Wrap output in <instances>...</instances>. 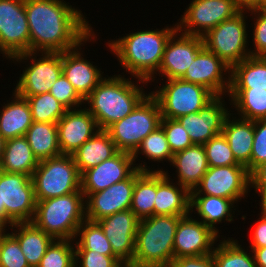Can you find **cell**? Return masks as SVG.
<instances>
[{
	"label": "cell",
	"instance_id": "obj_23",
	"mask_svg": "<svg viewBox=\"0 0 266 267\" xmlns=\"http://www.w3.org/2000/svg\"><path fill=\"white\" fill-rule=\"evenodd\" d=\"M78 47L62 53V74L73 85L77 93L85 99L92 90L105 78L101 69L83 58L82 49Z\"/></svg>",
	"mask_w": 266,
	"mask_h": 267
},
{
	"label": "cell",
	"instance_id": "obj_27",
	"mask_svg": "<svg viewBox=\"0 0 266 267\" xmlns=\"http://www.w3.org/2000/svg\"><path fill=\"white\" fill-rule=\"evenodd\" d=\"M119 150L107 130H98L89 140L78 148L72 157L80 174L87 169L115 156Z\"/></svg>",
	"mask_w": 266,
	"mask_h": 267
},
{
	"label": "cell",
	"instance_id": "obj_36",
	"mask_svg": "<svg viewBox=\"0 0 266 267\" xmlns=\"http://www.w3.org/2000/svg\"><path fill=\"white\" fill-rule=\"evenodd\" d=\"M219 240L217 247L213 249V258L217 267H257L253 253H247L242 244L237 240L231 239Z\"/></svg>",
	"mask_w": 266,
	"mask_h": 267
},
{
	"label": "cell",
	"instance_id": "obj_8",
	"mask_svg": "<svg viewBox=\"0 0 266 267\" xmlns=\"http://www.w3.org/2000/svg\"><path fill=\"white\" fill-rule=\"evenodd\" d=\"M166 80L162 88L149 92L158 101L162 118L178 119L196 113L216 97L202 85L181 78Z\"/></svg>",
	"mask_w": 266,
	"mask_h": 267
},
{
	"label": "cell",
	"instance_id": "obj_3",
	"mask_svg": "<svg viewBox=\"0 0 266 267\" xmlns=\"http://www.w3.org/2000/svg\"><path fill=\"white\" fill-rule=\"evenodd\" d=\"M140 80V81H139ZM136 84L123 75L105 77L84 99L85 107L96 119L99 129L107 130L112 124L130 114L148 95L143 86L148 82L138 79ZM138 85V86H137Z\"/></svg>",
	"mask_w": 266,
	"mask_h": 267
},
{
	"label": "cell",
	"instance_id": "obj_12",
	"mask_svg": "<svg viewBox=\"0 0 266 267\" xmlns=\"http://www.w3.org/2000/svg\"><path fill=\"white\" fill-rule=\"evenodd\" d=\"M0 52L9 60L30 52L25 0H0Z\"/></svg>",
	"mask_w": 266,
	"mask_h": 267
},
{
	"label": "cell",
	"instance_id": "obj_18",
	"mask_svg": "<svg viewBox=\"0 0 266 267\" xmlns=\"http://www.w3.org/2000/svg\"><path fill=\"white\" fill-rule=\"evenodd\" d=\"M219 237L199 218L193 219L190 214L183 216L179 219L174 238V259L212 254Z\"/></svg>",
	"mask_w": 266,
	"mask_h": 267
},
{
	"label": "cell",
	"instance_id": "obj_54",
	"mask_svg": "<svg viewBox=\"0 0 266 267\" xmlns=\"http://www.w3.org/2000/svg\"><path fill=\"white\" fill-rule=\"evenodd\" d=\"M4 145H5V139L0 135V167L3 158Z\"/></svg>",
	"mask_w": 266,
	"mask_h": 267
},
{
	"label": "cell",
	"instance_id": "obj_50",
	"mask_svg": "<svg viewBox=\"0 0 266 267\" xmlns=\"http://www.w3.org/2000/svg\"><path fill=\"white\" fill-rule=\"evenodd\" d=\"M251 188L255 189V193L261 196V205H266V162L257 167L251 174Z\"/></svg>",
	"mask_w": 266,
	"mask_h": 267
},
{
	"label": "cell",
	"instance_id": "obj_2",
	"mask_svg": "<svg viewBox=\"0 0 266 267\" xmlns=\"http://www.w3.org/2000/svg\"><path fill=\"white\" fill-rule=\"evenodd\" d=\"M173 25L163 29L132 32L108 41L107 44L126 73L136 79L153 82L161 65L166 43L177 30L176 24Z\"/></svg>",
	"mask_w": 266,
	"mask_h": 267
},
{
	"label": "cell",
	"instance_id": "obj_28",
	"mask_svg": "<svg viewBox=\"0 0 266 267\" xmlns=\"http://www.w3.org/2000/svg\"><path fill=\"white\" fill-rule=\"evenodd\" d=\"M12 96L13 100H8L0 109V135L5 140L25 136L33 123L28 101L15 92Z\"/></svg>",
	"mask_w": 266,
	"mask_h": 267
},
{
	"label": "cell",
	"instance_id": "obj_53",
	"mask_svg": "<svg viewBox=\"0 0 266 267\" xmlns=\"http://www.w3.org/2000/svg\"><path fill=\"white\" fill-rule=\"evenodd\" d=\"M7 226L9 227L10 225L2 217H0V234L6 233Z\"/></svg>",
	"mask_w": 266,
	"mask_h": 267
},
{
	"label": "cell",
	"instance_id": "obj_17",
	"mask_svg": "<svg viewBox=\"0 0 266 267\" xmlns=\"http://www.w3.org/2000/svg\"><path fill=\"white\" fill-rule=\"evenodd\" d=\"M140 219L130 209L96 221L109 239L113 253L126 265L132 263Z\"/></svg>",
	"mask_w": 266,
	"mask_h": 267
},
{
	"label": "cell",
	"instance_id": "obj_40",
	"mask_svg": "<svg viewBox=\"0 0 266 267\" xmlns=\"http://www.w3.org/2000/svg\"><path fill=\"white\" fill-rule=\"evenodd\" d=\"M75 241L54 239L47 247L38 267H75Z\"/></svg>",
	"mask_w": 266,
	"mask_h": 267
},
{
	"label": "cell",
	"instance_id": "obj_52",
	"mask_svg": "<svg viewBox=\"0 0 266 267\" xmlns=\"http://www.w3.org/2000/svg\"><path fill=\"white\" fill-rule=\"evenodd\" d=\"M257 267H266V247L250 248Z\"/></svg>",
	"mask_w": 266,
	"mask_h": 267
},
{
	"label": "cell",
	"instance_id": "obj_37",
	"mask_svg": "<svg viewBox=\"0 0 266 267\" xmlns=\"http://www.w3.org/2000/svg\"><path fill=\"white\" fill-rule=\"evenodd\" d=\"M76 239L75 250H92L103 255L116 256L109 239L97 222L85 220L77 230Z\"/></svg>",
	"mask_w": 266,
	"mask_h": 267
},
{
	"label": "cell",
	"instance_id": "obj_11",
	"mask_svg": "<svg viewBox=\"0 0 266 267\" xmlns=\"http://www.w3.org/2000/svg\"><path fill=\"white\" fill-rule=\"evenodd\" d=\"M37 56L40 58L37 59ZM11 60L18 63L30 60L29 66L24 67L25 70L20 75L14 89L19 96L49 93L52 85L62 74V53L27 52L14 56Z\"/></svg>",
	"mask_w": 266,
	"mask_h": 267
},
{
	"label": "cell",
	"instance_id": "obj_48",
	"mask_svg": "<svg viewBox=\"0 0 266 267\" xmlns=\"http://www.w3.org/2000/svg\"><path fill=\"white\" fill-rule=\"evenodd\" d=\"M261 215L259 220L255 222L253 231L250 234V246L249 248H261L266 247V205H261ZM252 235V236H251Z\"/></svg>",
	"mask_w": 266,
	"mask_h": 267
},
{
	"label": "cell",
	"instance_id": "obj_49",
	"mask_svg": "<svg viewBox=\"0 0 266 267\" xmlns=\"http://www.w3.org/2000/svg\"><path fill=\"white\" fill-rule=\"evenodd\" d=\"M169 267H217L212 254L173 259Z\"/></svg>",
	"mask_w": 266,
	"mask_h": 267
},
{
	"label": "cell",
	"instance_id": "obj_35",
	"mask_svg": "<svg viewBox=\"0 0 266 267\" xmlns=\"http://www.w3.org/2000/svg\"><path fill=\"white\" fill-rule=\"evenodd\" d=\"M156 197V171H135V186L130 210L139 219L154 215Z\"/></svg>",
	"mask_w": 266,
	"mask_h": 267
},
{
	"label": "cell",
	"instance_id": "obj_39",
	"mask_svg": "<svg viewBox=\"0 0 266 267\" xmlns=\"http://www.w3.org/2000/svg\"><path fill=\"white\" fill-rule=\"evenodd\" d=\"M144 155L145 158L152 161H168L171 163L173 153L165 136L164 130L159 126L155 131L148 134L141 142L136 151L132 154L134 162L138 155Z\"/></svg>",
	"mask_w": 266,
	"mask_h": 267
},
{
	"label": "cell",
	"instance_id": "obj_44",
	"mask_svg": "<svg viewBox=\"0 0 266 267\" xmlns=\"http://www.w3.org/2000/svg\"><path fill=\"white\" fill-rule=\"evenodd\" d=\"M49 93L68 110L80 108L81 106H84L82 104H85L84 99L77 93L73 85L63 74H61L59 79L52 85Z\"/></svg>",
	"mask_w": 266,
	"mask_h": 267
},
{
	"label": "cell",
	"instance_id": "obj_45",
	"mask_svg": "<svg viewBox=\"0 0 266 267\" xmlns=\"http://www.w3.org/2000/svg\"><path fill=\"white\" fill-rule=\"evenodd\" d=\"M80 260V261H79ZM75 267H124L117 256H107L92 250H75ZM79 264V265H78Z\"/></svg>",
	"mask_w": 266,
	"mask_h": 267
},
{
	"label": "cell",
	"instance_id": "obj_25",
	"mask_svg": "<svg viewBox=\"0 0 266 267\" xmlns=\"http://www.w3.org/2000/svg\"><path fill=\"white\" fill-rule=\"evenodd\" d=\"M170 165L176 168V182L190 192L199 185L209 168L204 146L196 144L174 153Z\"/></svg>",
	"mask_w": 266,
	"mask_h": 267
},
{
	"label": "cell",
	"instance_id": "obj_16",
	"mask_svg": "<svg viewBox=\"0 0 266 267\" xmlns=\"http://www.w3.org/2000/svg\"><path fill=\"white\" fill-rule=\"evenodd\" d=\"M230 73L229 66L213 52L203 47L181 79L202 85L215 96H226L230 90Z\"/></svg>",
	"mask_w": 266,
	"mask_h": 267
},
{
	"label": "cell",
	"instance_id": "obj_29",
	"mask_svg": "<svg viewBox=\"0 0 266 267\" xmlns=\"http://www.w3.org/2000/svg\"><path fill=\"white\" fill-rule=\"evenodd\" d=\"M10 229H13L11 234L18 240L29 266L38 267L47 247L54 239L32 222L15 223L10 225Z\"/></svg>",
	"mask_w": 266,
	"mask_h": 267
},
{
	"label": "cell",
	"instance_id": "obj_13",
	"mask_svg": "<svg viewBox=\"0 0 266 267\" xmlns=\"http://www.w3.org/2000/svg\"><path fill=\"white\" fill-rule=\"evenodd\" d=\"M250 173L244 165L209 167L191 195L227 198L235 203L250 192Z\"/></svg>",
	"mask_w": 266,
	"mask_h": 267
},
{
	"label": "cell",
	"instance_id": "obj_7",
	"mask_svg": "<svg viewBox=\"0 0 266 267\" xmlns=\"http://www.w3.org/2000/svg\"><path fill=\"white\" fill-rule=\"evenodd\" d=\"M161 119L159 103L148 93L130 114L107 131L119 151L133 154L142 140L160 126Z\"/></svg>",
	"mask_w": 266,
	"mask_h": 267
},
{
	"label": "cell",
	"instance_id": "obj_43",
	"mask_svg": "<svg viewBox=\"0 0 266 267\" xmlns=\"http://www.w3.org/2000/svg\"><path fill=\"white\" fill-rule=\"evenodd\" d=\"M160 127L164 130L173 154L193 145L189 134L177 119L162 118Z\"/></svg>",
	"mask_w": 266,
	"mask_h": 267
},
{
	"label": "cell",
	"instance_id": "obj_22",
	"mask_svg": "<svg viewBox=\"0 0 266 267\" xmlns=\"http://www.w3.org/2000/svg\"><path fill=\"white\" fill-rule=\"evenodd\" d=\"M98 130L96 119L85 107L67 110L57 122L61 153L72 155Z\"/></svg>",
	"mask_w": 266,
	"mask_h": 267
},
{
	"label": "cell",
	"instance_id": "obj_20",
	"mask_svg": "<svg viewBox=\"0 0 266 267\" xmlns=\"http://www.w3.org/2000/svg\"><path fill=\"white\" fill-rule=\"evenodd\" d=\"M203 47L202 37L180 34L176 30L166 43L162 62L157 71L159 76L161 74L167 79L181 78Z\"/></svg>",
	"mask_w": 266,
	"mask_h": 267
},
{
	"label": "cell",
	"instance_id": "obj_15",
	"mask_svg": "<svg viewBox=\"0 0 266 267\" xmlns=\"http://www.w3.org/2000/svg\"><path fill=\"white\" fill-rule=\"evenodd\" d=\"M143 163L135 164L131 153L119 151L115 156L81 174V191L83 194H92L104 190L117 182L128 179L137 169L163 171V169L153 170L149 168L150 166L147 167L144 161Z\"/></svg>",
	"mask_w": 266,
	"mask_h": 267
},
{
	"label": "cell",
	"instance_id": "obj_5",
	"mask_svg": "<svg viewBox=\"0 0 266 267\" xmlns=\"http://www.w3.org/2000/svg\"><path fill=\"white\" fill-rule=\"evenodd\" d=\"M85 196L81 190L67 195L36 200L32 223L53 239L75 240L79 226L86 220Z\"/></svg>",
	"mask_w": 266,
	"mask_h": 267
},
{
	"label": "cell",
	"instance_id": "obj_33",
	"mask_svg": "<svg viewBox=\"0 0 266 267\" xmlns=\"http://www.w3.org/2000/svg\"><path fill=\"white\" fill-rule=\"evenodd\" d=\"M230 88L266 90V57L249 56L231 68Z\"/></svg>",
	"mask_w": 266,
	"mask_h": 267
},
{
	"label": "cell",
	"instance_id": "obj_30",
	"mask_svg": "<svg viewBox=\"0 0 266 267\" xmlns=\"http://www.w3.org/2000/svg\"><path fill=\"white\" fill-rule=\"evenodd\" d=\"M234 201L210 195H191L190 208L191 212L193 208L197 211L200 221L209 226L219 236V229L216 224L222 223V221L232 222L234 221L233 214L235 211L232 209ZM233 211V212H232Z\"/></svg>",
	"mask_w": 266,
	"mask_h": 267
},
{
	"label": "cell",
	"instance_id": "obj_6",
	"mask_svg": "<svg viewBox=\"0 0 266 267\" xmlns=\"http://www.w3.org/2000/svg\"><path fill=\"white\" fill-rule=\"evenodd\" d=\"M36 200L55 198L81 190V174L72 155L39 161L31 176Z\"/></svg>",
	"mask_w": 266,
	"mask_h": 267
},
{
	"label": "cell",
	"instance_id": "obj_14",
	"mask_svg": "<svg viewBox=\"0 0 266 267\" xmlns=\"http://www.w3.org/2000/svg\"><path fill=\"white\" fill-rule=\"evenodd\" d=\"M185 11L176 23L178 32L199 37L240 12L234 0H192Z\"/></svg>",
	"mask_w": 266,
	"mask_h": 267
},
{
	"label": "cell",
	"instance_id": "obj_38",
	"mask_svg": "<svg viewBox=\"0 0 266 267\" xmlns=\"http://www.w3.org/2000/svg\"><path fill=\"white\" fill-rule=\"evenodd\" d=\"M20 97L28 101L33 122L57 123L68 110L50 93Z\"/></svg>",
	"mask_w": 266,
	"mask_h": 267
},
{
	"label": "cell",
	"instance_id": "obj_26",
	"mask_svg": "<svg viewBox=\"0 0 266 267\" xmlns=\"http://www.w3.org/2000/svg\"><path fill=\"white\" fill-rule=\"evenodd\" d=\"M229 113L222 133L226 137L235 159L247 167L251 174V152L254 140V121L236 118ZM232 116V118H231Z\"/></svg>",
	"mask_w": 266,
	"mask_h": 267
},
{
	"label": "cell",
	"instance_id": "obj_32",
	"mask_svg": "<svg viewBox=\"0 0 266 267\" xmlns=\"http://www.w3.org/2000/svg\"><path fill=\"white\" fill-rule=\"evenodd\" d=\"M38 161L61 155L57 123L33 122L25 134Z\"/></svg>",
	"mask_w": 266,
	"mask_h": 267
},
{
	"label": "cell",
	"instance_id": "obj_4",
	"mask_svg": "<svg viewBox=\"0 0 266 267\" xmlns=\"http://www.w3.org/2000/svg\"><path fill=\"white\" fill-rule=\"evenodd\" d=\"M182 216L153 215L140 219L131 267H169L174 238Z\"/></svg>",
	"mask_w": 266,
	"mask_h": 267
},
{
	"label": "cell",
	"instance_id": "obj_9",
	"mask_svg": "<svg viewBox=\"0 0 266 267\" xmlns=\"http://www.w3.org/2000/svg\"><path fill=\"white\" fill-rule=\"evenodd\" d=\"M248 12H239L233 18L224 20L208 31L203 37V45L213 52L229 68L251 56L246 25ZM248 43V44H247Z\"/></svg>",
	"mask_w": 266,
	"mask_h": 267
},
{
	"label": "cell",
	"instance_id": "obj_42",
	"mask_svg": "<svg viewBox=\"0 0 266 267\" xmlns=\"http://www.w3.org/2000/svg\"><path fill=\"white\" fill-rule=\"evenodd\" d=\"M0 267H30L18 240L8 232L0 240Z\"/></svg>",
	"mask_w": 266,
	"mask_h": 267
},
{
	"label": "cell",
	"instance_id": "obj_46",
	"mask_svg": "<svg viewBox=\"0 0 266 267\" xmlns=\"http://www.w3.org/2000/svg\"><path fill=\"white\" fill-rule=\"evenodd\" d=\"M266 162V119L254 121L251 173Z\"/></svg>",
	"mask_w": 266,
	"mask_h": 267
},
{
	"label": "cell",
	"instance_id": "obj_10",
	"mask_svg": "<svg viewBox=\"0 0 266 267\" xmlns=\"http://www.w3.org/2000/svg\"><path fill=\"white\" fill-rule=\"evenodd\" d=\"M36 202L31 176L0 170V217L9 225L32 222Z\"/></svg>",
	"mask_w": 266,
	"mask_h": 267
},
{
	"label": "cell",
	"instance_id": "obj_19",
	"mask_svg": "<svg viewBox=\"0 0 266 267\" xmlns=\"http://www.w3.org/2000/svg\"><path fill=\"white\" fill-rule=\"evenodd\" d=\"M135 186V172L123 181L110 187L92 193L84 194L86 206V220L96 222L106 216L130 209L133 189Z\"/></svg>",
	"mask_w": 266,
	"mask_h": 267
},
{
	"label": "cell",
	"instance_id": "obj_34",
	"mask_svg": "<svg viewBox=\"0 0 266 267\" xmlns=\"http://www.w3.org/2000/svg\"><path fill=\"white\" fill-rule=\"evenodd\" d=\"M228 101L241 118L251 121L266 119V90L230 88Z\"/></svg>",
	"mask_w": 266,
	"mask_h": 267
},
{
	"label": "cell",
	"instance_id": "obj_24",
	"mask_svg": "<svg viewBox=\"0 0 266 267\" xmlns=\"http://www.w3.org/2000/svg\"><path fill=\"white\" fill-rule=\"evenodd\" d=\"M167 172L165 170L156 171L154 215L182 217L189 215L191 213V192L179 183H173L174 181Z\"/></svg>",
	"mask_w": 266,
	"mask_h": 267
},
{
	"label": "cell",
	"instance_id": "obj_47",
	"mask_svg": "<svg viewBox=\"0 0 266 267\" xmlns=\"http://www.w3.org/2000/svg\"><path fill=\"white\" fill-rule=\"evenodd\" d=\"M251 16L255 15L253 29V46L255 50L250 49L251 56L266 57V11L259 9L250 12Z\"/></svg>",
	"mask_w": 266,
	"mask_h": 267
},
{
	"label": "cell",
	"instance_id": "obj_21",
	"mask_svg": "<svg viewBox=\"0 0 266 267\" xmlns=\"http://www.w3.org/2000/svg\"><path fill=\"white\" fill-rule=\"evenodd\" d=\"M222 99V96H216L198 112L177 119L189 134L193 144L204 145L211 138L222 133L225 118L230 113Z\"/></svg>",
	"mask_w": 266,
	"mask_h": 267
},
{
	"label": "cell",
	"instance_id": "obj_41",
	"mask_svg": "<svg viewBox=\"0 0 266 267\" xmlns=\"http://www.w3.org/2000/svg\"><path fill=\"white\" fill-rule=\"evenodd\" d=\"M203 146L209 167L242 165L235 159L229 143L223 133L214 136Z\"/></svg>",
	"mask_w": 266,
	"mask_h": 267
},
{
	"label": "cell",
	"instance_id": "obj_51",
	"mask_svg": "<svg viewBox=\"0 0 266 267\" xmlns=\"http://www.w3.org/2000/svg\"><path fill=\"white\" fill-rule=\"evenodd\" d=\"M236 7L241 12H250L262 9L265 0H234Z\"/></svg>",
	"mask_w": 266,
	"mask_h": 267
},
{
	"label": "cell",
	"instance_id": "obj_1",
	"mask_svg": "<svg viewBox=\"0 0 266 267\" xmlns=\"http://www.w3.org/2000/svg\"><path fill=\"white\" fill-rule=\"evenodd\" d=\"M72 7L64 0H25L30 52L63 53L95 41L89 21Z\"/></svg>",
	"mask_w": 266,
	"mask_h": 267
},
{
	"label": "cell",
	"instance_id": "obj_31",
	"mask_svg": "<svg viewBox=\"0 0 266 267\" xmlns=\"http://www.w3.org/2000/svg\"><path fill=\"white\" fill-rule=\"evenodd\" d=\"M38 164L25 136L5 140L1 171L32 176Z\"/></svg>",
	"mask_w": 266,
	"mask_h": 267
},
{
	"label": "cell",
	"instance_id": "obj_55",
	"mask_svg": "<svg viewBox=\"0 0 266 267\" xmlns=\"http://www.w3.org/2000/svg\"><path fill=\"white\" fill-rule=\"evenodd\" d=\"M262 10L266 11V0H265L263 7H262Z\"/></svg>",
	"mask_w": 266,
	"mask_h": 267
}]
</instances>
